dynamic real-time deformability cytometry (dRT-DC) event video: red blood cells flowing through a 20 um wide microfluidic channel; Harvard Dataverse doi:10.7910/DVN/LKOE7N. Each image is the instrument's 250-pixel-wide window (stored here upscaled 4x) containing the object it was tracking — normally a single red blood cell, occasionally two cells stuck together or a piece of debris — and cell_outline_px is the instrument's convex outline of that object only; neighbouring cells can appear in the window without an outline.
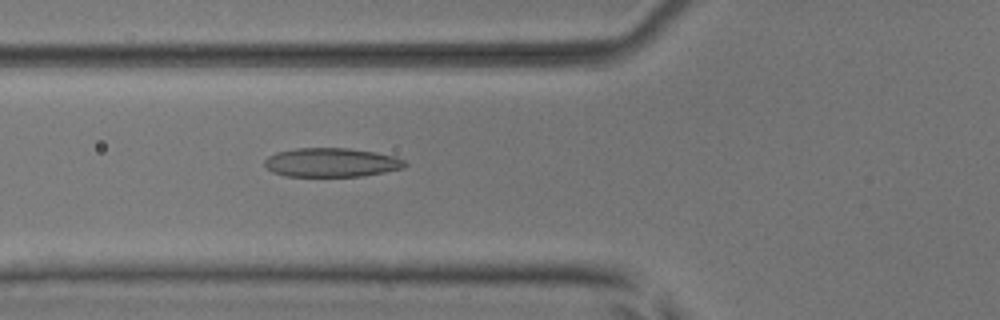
{"species": "common noctule bat (a hibernating species)", "species_latin": "Nyctalus noctula", "temperature_condition": "room temperature", "stored_images_in_passage": 53, "camera_frame_rate_fps": 3000, "um_per_image_px": 0.085, "animal": {"sex": "male", "body_mass_g": 17.9, "forearm_length_mm": 54.2}, "frame": {"image": 1, "passage_image": 20, "time_ms": 6.333, "image_size_px": [1000, 320], "cell_outline_px": [[408, 164], [404, 168], [364, 176], [284, 176], [272, 172], [264, 164], [264, 160], [268, 156], [276, 152], [296, 148], [348, 148], [376, 152], [396, 156], [404, 160]], "centroid_in_image_um": [28.18, 13.81], "position_along_channel_um": 97.6, "area_um2": 23.87}}
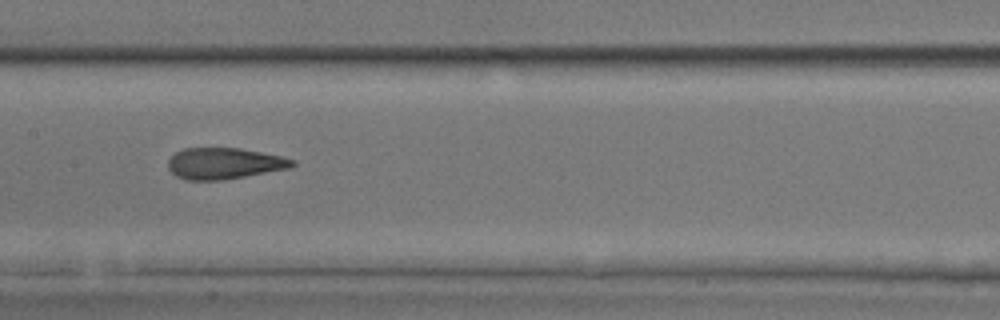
{"frame": {"image": 2, "passage_image": 27, "time_ms": 8.667, "image_size_px": [1000, 320], "cell_outline_px": [[296, 164], [292, 168], [220, 180], [188, 180], [176, 176], [168, 168], [168, 160], [176, 152], [184, 148], [240, 148], [280, 156], [296, 160]], "centroid_in_image_um": [19.07, 13.89], "position_along_channel_um": 188.3, "area_um2": 22.54}}
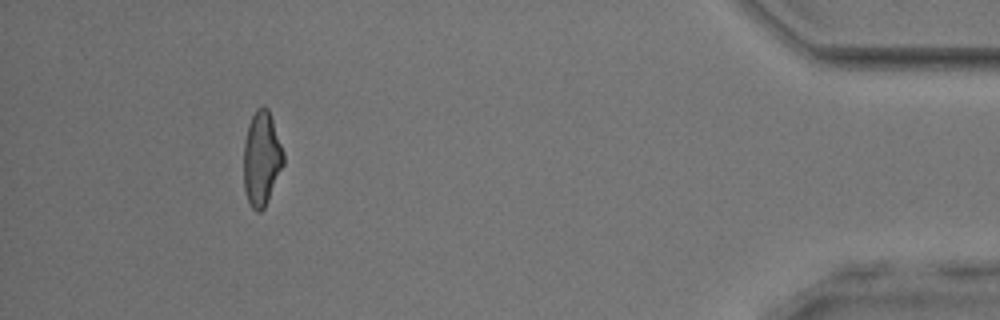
{"frame": {"image": 3, "passage_image": 49, "time_ms": 16.0, "image_size_px": [1000, 320], "cell_outline_px": [[284, 164], [268, 200], [264, 208], [260, 212], [256, 212], [252, 208], [244, 192], [244, 140], [248, 124], [256, 108], [264, 104], [268, 108], [284, 152]], "centroid_in_image_um": [22.23, 13.46], "position_along_channel_um": 413.0, "area_um2": 22.02}, "authors_computed_cell_mechanics": {"area_um2": 23.1778, "velocity_mm_per_s": 3.8786, "shape_relaxation_time_tau1_ms": 8.0411, "shape_relaxation_time_tau2_ms": 1.4338, "deformation_change_tau1": 0.2244, "deformation_change_tau2": 0.0984}}